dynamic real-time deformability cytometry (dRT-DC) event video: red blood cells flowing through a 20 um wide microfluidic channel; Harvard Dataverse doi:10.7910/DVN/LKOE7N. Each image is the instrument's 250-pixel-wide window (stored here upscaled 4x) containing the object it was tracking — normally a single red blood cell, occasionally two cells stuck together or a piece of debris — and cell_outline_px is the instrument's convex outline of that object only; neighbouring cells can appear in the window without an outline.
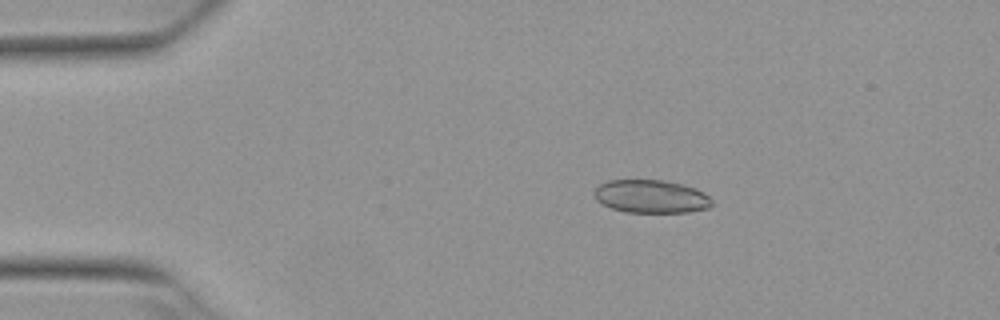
{"species": "Egyptian fruit bat (a non-hibernating species)", "species_latin": "Rousettus aegyptiacus", "temperature_condition": "warm", "stored_images_in_passage": 7, "camera_frame_rate_fps": 3000, "um_per_image_px": 0.085, "animal": {"sex": "female"}, "frame": {"image": 1, "passage_image": 3, "time_ms": 0.667, "image_size_px": [1000, 320], "cell_outline_px": [[712, 204], [708, 208], [688, 212], [624, 212], [612, 208], [596, 200], [592, 192], [600, 184], [608, 180], [664, 180], [684, 184], [696, 188], [704, 192], [712, 200]], "centroid_in_image_um": [55.34, 16.69], "position_along_channel_um": 29.7, "area_um2": 22.83}}
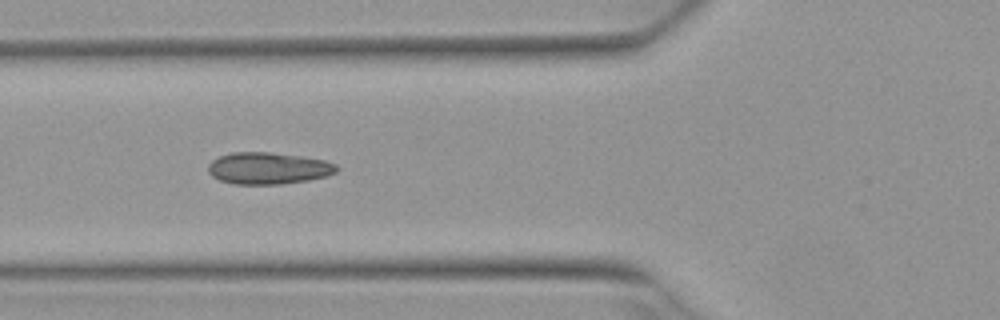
{"frame": {"image": 2, "passage_image": 6, "time_ms": 1.667, "image_size_px": [1000, 320], "cell_outline_px": [[340, 168], [336, 172], [328, 176], [308, 180], [280, 184], [232, 184], [220, 180], [212, 176], [208, 172], [208, 164], [212, 160], [220, 156], [232, 152], [268, 152], [304, 156], [324, 160], [336, 164]], "centroid_in_image_um": [22.82, 14.3], "position_along_channel_um": 103.0, "area_um2": 23.99}}
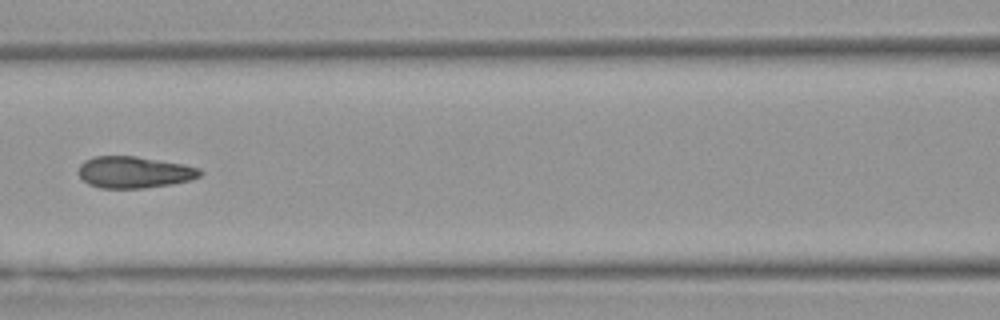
{"frame": {"image": 3, "passage_image": 7, "time_ms": 2.0, "image_size_px": [1000, 320], "cell_outline_px": [[204, 172], [200, 176], [192, 180], [172, 184], [144, 188], [100, 188], [88, 184], [76, 172], [80, 164], [84, 160], [92, 156], [136, 156], [184, 164], [200, 168]], "centroid_in_image_um": [11.41, 14.63], "position_along_channel_um": 155.2, "area_um2": 22.72}}